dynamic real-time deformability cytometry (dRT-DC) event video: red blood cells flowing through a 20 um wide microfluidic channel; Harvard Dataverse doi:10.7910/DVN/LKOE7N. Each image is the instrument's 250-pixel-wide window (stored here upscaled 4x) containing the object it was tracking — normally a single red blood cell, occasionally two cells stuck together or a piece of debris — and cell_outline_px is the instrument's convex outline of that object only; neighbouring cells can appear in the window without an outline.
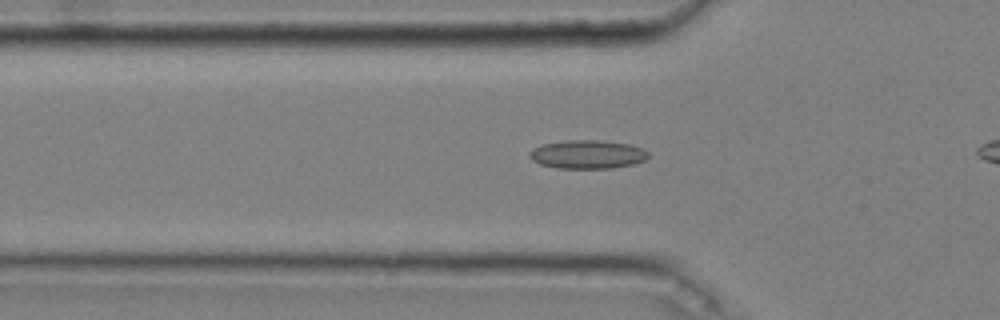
{"species": "common noctule bat (a hibernating species)", "species_latin": "Nyctalus noctula", "temperature_condition": "cold", "stored_images_in_passage": 45, "camera_frame_rate_fps": 3000, "um_per_image_px": 0.085, "animal": {"sex": "male", "body_mass_g": 20.4}, "frame": {"image": 1, "passage_image": 18, "time_ms": 5.667, "image_size_px": [1000, 320], "cell_outline_px": [[648, 156], [644, 160], [632, 164], [612, 168], [556, 168], [540, 164], [532, 160], [528, 156], [528, 152], [532, 148], [544, 144], [564, 140], [596, 140], [628, 144], [640, 148], [648, 152]], "centroid_in_image_um": [49.87, 13.12], "position_along_channel_um": 75.9, "area_um2": 19.65}}
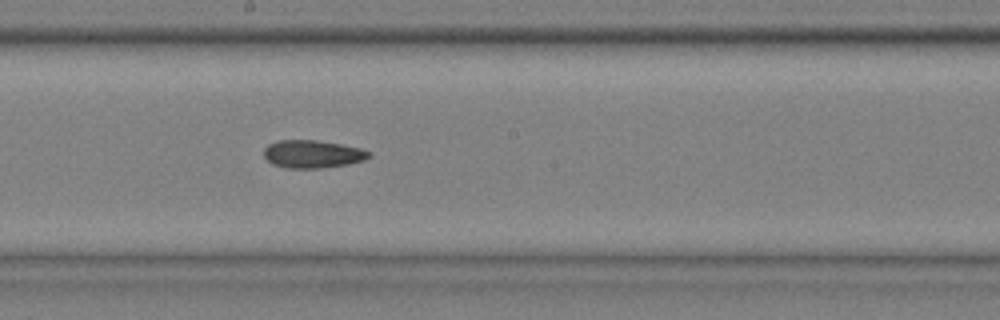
{"frame": {"image": 2, "passage_image": 30, "time_ms": 9.667, "image_size_px": [1000, 320], "cell_outline_px": [[372, 156], [364, 160], [348, 164], [320, 168], [288, 168], [272, 164], [264, 156], [264, 148], [268, 144], [280, 140], [316, 140], [340, 144], [360, 148], [372, 152]], "centroid_in_image_um": [26.58, 13.09], "position_along_channel_um": 221.6, "area_um2": 17.05}}
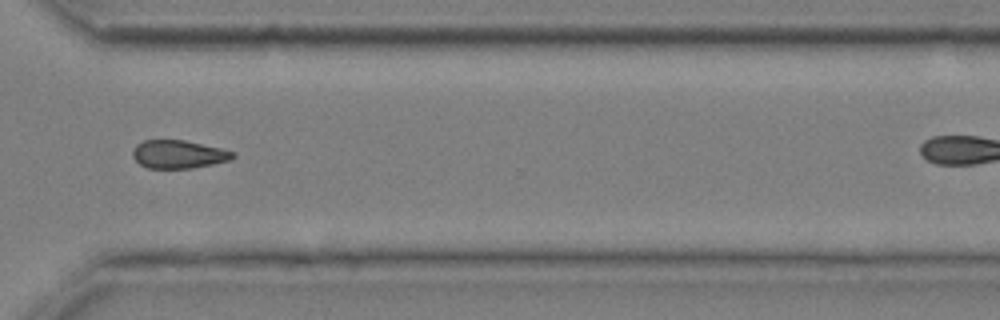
{"frame": {"image": 3, "passage_image": 41, "time_ms": 13.333, "image_size_px": [1000, 320], "cell_outline_px": [[236, 156], [232, 160], [192, 168], [148, 168], [140, 164], [132, 156], [132, 152], [136, 144], [144, 140], [184, 140], [220, 148], [236, 152]], "centroid_in_image_um": [15.19, 13.11], "position_along_channel_um": 355.4, "area_um2": 16.47}}